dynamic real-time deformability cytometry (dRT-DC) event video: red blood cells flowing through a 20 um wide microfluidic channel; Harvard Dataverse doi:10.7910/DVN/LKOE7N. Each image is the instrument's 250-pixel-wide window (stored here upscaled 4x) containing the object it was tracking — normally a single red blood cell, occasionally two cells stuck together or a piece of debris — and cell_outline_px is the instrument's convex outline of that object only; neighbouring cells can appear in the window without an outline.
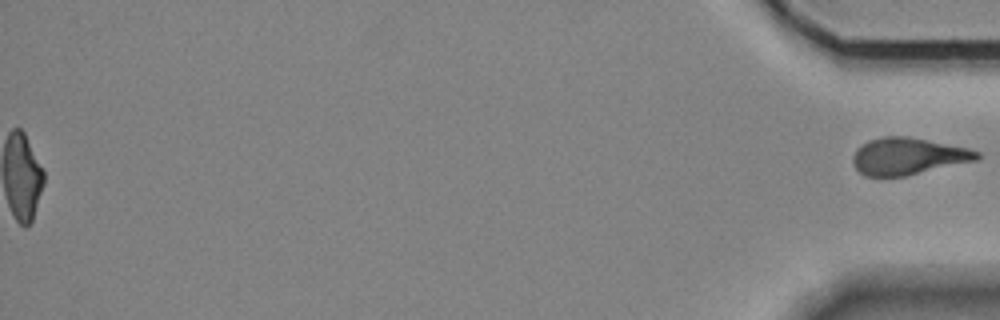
{"species": "Egyptian fruit bat (a non-hibernating species)", "species_latin": "Rousettus aegyptiacus", "temperature_condition": "room temperature", "stored_images_in_passage": 54, "segment_of_instrument_passage": [2, 2], "camera_frame_rate_fps": 3000, "um_per_image_px": 0.085, "animal": {"sex": "female"}, "frame": {"image": 1, "passage_image": 54, "time_ms": 17.667, "image_size_px": [1000, 320], "cell_outline_px": [[980, 156], [976, 160], [904, 176], [864, 176], [852, 164], [852, 156], [856, 148], [860, 144], [868, 140], [884, 136], [908, 136], [968, 148], [980, 152]], "centroid_in_image_um": [77.12, 13.27], "position_along_channel_um": 358.1, "area_um2": 26.65}}